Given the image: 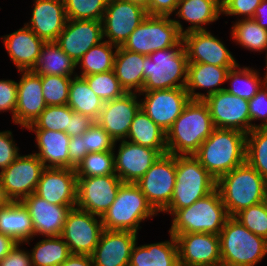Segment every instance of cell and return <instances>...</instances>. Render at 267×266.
Wrapping results in <instances>:
<instances>
[{
  "label": "cell",
  "instance_id": "6da1fadb",
  "mask_svg": "<svg viewBox=\"0 0 267 266\" xmlns=\"http://www.w3.org/2000/svg\"><path fill=\"white\" fill-rule=\"evenodd\" d=\"M214 129L207 104L190 100L166 132L167 152L175 156L194 155Z\"/></svg>",
  "mask_w": 267,
  "mask_h": 266
},
{
  "label": "cell",
  "instance_id": "7a4b0ae2",
  "mask_svg": "<svg viewBox=\"0 0 267 266\" xmlns=\"http://www.w3.org/2000/svg\"><path fill=\"white\" fill-rule=\"evenodd\" d=\"M246 135L234 129L215 128L193 156L217 180L246 162Z\"/></svg>",
  "mask_w": 267,
  "mask_h": 266
},
{
  "label": "cell",
  "instance_id": "3957f363",
  "mask_svg": "<svg viewBox=\"0 0 267 266\" xmlns=\"http://www.w3.org/2000/svg\"><path fill=\"white\" fill-rule=\"evenodd\" d=\"M223 204L229 214L261 203L267 192V181L247 162L216 180Z\"/></svg>",
  "mask_w": 267,
  "mask_h": 266
},
{
  "label": "cell",
  "instance_id": "277c9868",
  "mask_svg": "<svg viewBox=\"0 0 267 266\" xmlns=\"http://www.w3.org/2000/svg\"><path fill=\"white\" fill-rule=\"evenodd\" d=\"M168 233L174 237L184 233L219 235L230 217L217 189L191 206L176 210L171 216Z\"/></svg>",
  "mask_w": 267,
  "mask_h": 266
},
{
  "label": "cell",
  "instance_id": "5b68a950",
  "mask_svg": "<svg viewBox=\"0 0 267 266\" xmlns=\"http://www.w3.org/2000/svg\"><path fill=\"white\" fill-rule=\"evenodd\" d=\"M160 214L135 183H123L112 205L101 217L105 230L132 231L139 234L142 222Z\"/></svg>",
  "mask_w": 267,
  "mask_h": 266
},
{
  "label": "cell",
  "instance_id": "8992f818",
  "mask_svg": "<svg viewBox=\"0 0 267 266\" xmlns=\"http://www.w3.org/2000/svg\"><path fill=\"white\" fill-rule=\"evenodd\" d=\"M188 59L181 40L176 46L160 49L145 57L142 91L185 88Z\"/></svg>",
  "mask_w": 267,
  "mask_h": 266
},
{
  "label": "cell",
  "instance_id": "52a82bcc",
  "mask_svg": "<svg viewBox=\"0 0 267 266\" xmlns=\"http://www.w3.org/2000/svg\"><path fill=\"white\" fill-rule=\"evenodd\" d=\"M221 266H257L267 256V239L255 235L233 216L219 234Z\"/></svg>",
  "mask_w": 267,
  "mask_h": 266
},
{
  "label": "cell",
  "instance_id": "ba28073f",
  "mask_svg": "<svg viewBox=\"0 0 267 266\" xmlns=\"http://www.w3.org/2000/svg\"><path fill=\"white\" fill-rule=\"evenodd\" d=\"M216 189V179L193 155L176 156V180L170 204L161 212L171 216Z\"/></svg>",
  "mask_w": 267,
  "mask_h": 266
},
{
  "label": "cell",
  "instance_id": "9c48e42d",
  "mask_svg": "<svg viewBox=\"0 0 267 266\" xmlns=\"http://www.w3.org/2000/svg\"><path fill=\"white\" fill-rule=\"evenodd\" d=\"M182 34L171 16H149L137 26L123 43L126 50L149 55L160 49L176 46Z\"/></svg>",
  "mask_w": 267,
  "mask_h": 266
},
{
  "label": "cell",
  "instance_id": "30bf717a",
  "mask_svg": "<svg viewBox=\"0 0 267 266\" xmlns=\"http://www.w3.org/2000/svg\"><path fill=\"white\" fill-rule=\"evenodd\" d=\"M44 164L34 153L21 154L0 172L1 188L6 201L21 202L35 193Z\"/></svg>",
  "mask_w": 267,
  "mask_h": 266
},
{
  "label": "cell",
  "instance_id": "8fae6325",
  "mask_svg": "<svg viewBox=\"0 0 267 266\" xmlns=\"http://www.w3.org/2000/svg\"><path fill=\"white\" fill-rule=\"evenodd\" d=\"M176 180V156L160 155L135 184L160 214L171 202Z\"/></svg>",
  "mask_w": 267,
  "mask_h": 266
},
{
  "label": "cell",
  "instance_id": "7c38bea8",
  "mask_svg": "<svg viewBox=\"0 0 267 266\" xmlns=\"http://www.w3.org/2000/svg\"><path fill=\"white\" fill-rule=\"evenodd\" d=\"M103 230L101 217L75 207L68 213L60 236L71 254L91 255Z\"/></svg>",
  "mask_w": 267,
  "mask_h": 266
},
{
  "label": "cell",
  "instance_id": "4fadbf2b",
  "mask_svg": "<svg viewBox=\"0 0 267 266\" xmlns=\"http://www.w3.org/2000/svg\"><path fill=\"white\" fill-rule=\"evenodd\" d=\"M147 15L146 9L137 4L108 0L101 20L104 40L122 46Z\"/></svg>",
  "mask_w": 267,
  "mask_h": 266
},
{
  "label": "cell",
  "instance_id": "5bb4252c",
  "mask_svg": "<svg viewBox=\"0 0 267 266\" xmlns=\"http://www.w3.org/2000/svg\"><path fill=\"white\" fill-rule=\"evenodd\" d=\"M138 94L143 111L165 132L191 100L185 88L142 91Z\"/></svg>",
  "mask_w": 267,
  "mask_h": 266
},
{
  "label": "cell",
  "instance_id": "9a60e30c",
  "mask_svg": "<svg viewBox=\"0 0 267 266\" xmlns=\"http://www.w3.org/2000/svg\"><path fill=\"white\" fill-rule=\"evenodd\" d=\"M122 184L116 174L77 177L76 207L102 217L114 202Z\"/></svg>",
  "mask_w": 267,
  "mask_h": 266
},
{
  "label": "cell",
  "instance_id": "2e32d148",
  "mask_svg": "<svg viewBox=\"0 0 267 266\" xmlns=\"http://www.w3.org/2000/svg\"><path fill=\"white\" fill-rule=\"evenodd\" d=\"M215 128L234 129L245 134L252 130L247 99L219 91L204 98Z\"/></svg>",
  "mask_w": 267,
  "mask_h": 266
},
{
  "label": "cell",
  "instance_id": "e0dca14e",
  "mask_svg": "<svg viewBox=\"0 0 267 266\" xmlns=\"http://www.w3.org/2000/svg\"><path fill=\"white\" fill-rule=\"evenodd\" d=\"M188 63L212 64L219 67H234L239 62L224 41L210 30L191 31L182 35Z\"/></svg>",
  "mask_w": 267,
  "mask_h": 266
},
{
  "label": "cell",
  "instance_id": "ac0fdd59",
  "mask_svg": "<svg viewBox=\"0 0 267 266\" xmlns=\"http://www.w3.org/2000/svg\"><path fill=\"white\" fill-rule=\"evenodd\" d=\"M175 239L180 266H221L219 235L184 233Z\"/></svg>",
  "mask_w": 267,
  "mask_h": 266
},
{
  "label": "cell",
  "instance_id": "d6986e66",
  "mask_svg": "<svg viewBox=\"0 0 267 266\" xmlns=\"http://www.w3.org/2000/svg\"><path fill=\"white\" fill-rule=\"evenodd\" d=\"M113 152L115 173L123 183L137 182L161 155L156 149L127 140L116 141Z\"/></svg>",
  "mask_w": 267,
  "mask_h": 266
},
{
  "label": "cell",
  "instance_id": "ffe728a7",
  "mask_svg": "<svg viewBox=\"0 0 267 266\" xmlns=\"http://www.w3.org/2000/svg\"><path fill=\"white\" fill-rule=\"evenodd\" d=\"M21 202L28 209L33 223V239L24 242V246L32 245L30 243L37 237L61 235L68 213L76 207L50 204L35 193Z\"/></svg>",
  "mask_w": 267,
  "mask_h": 266
},
{
  "label": "cell",
  "instance_id": "44dd1931",
  "mask_svg": "<svg viewBox=\"0 0 267 266\" xmlns=\"http://www.w3.org/2000/svg\"><path fill=\"white\" fill-rule=\"evenodd\" d=\"M141 108L138 93L126 92L123 96L104 102L96 122L115 140H126L130 125Z\"/></svg>",
  "mask_w": 267,
  "mask_h": 266
},
{
  "label": "cell",
  "instance_id": "7402d4cb",
  "mask_svg": "<svg viewBox=\"0 0 267 266\" xmlns=\"http://www.w3.org/2000/svg\"><path fill=\"white\" fill-rule=\"evenodd\" d=\"M17 80L15 125L26 129L47 107L42 94V76L32 70H20Z\"/></svg>",
  "mask_w": 267,
  "mask_h": 266
},
{
  "label": "cell",
  "instance_id": "603a6c76",
  "mask_svg": "<svg viewBox=\"0 0 267 266\" xmlns=\"http://www.w3.org/2000/svg\"><path fill=\"white\" fill-rule=\"evenodd\" d=\"M103 40L101 21L68 19L55 42L77 63L91 47Z\"/></svg>",
  "mask_w": 267,
  "mask_h": 266
},
{
  "label": "cell",
  "instance_id": "cb8c5ba5",
  "mask_svg": "<svg viewBox=\"0 0 267 266\" xmlns=\"http://www.w3.org/2000/svg\"><path fill=\"white\" fill-rule=\"evenodd\" d=\"M35 194L50 204L76 206L77 176L72 168H45Z\"/></svg>",
  "mask_w": 267,
  "mask_h": 266
},
{
  "label": "cell",
  "instance_id": "d4e9b609",
  "mask_svg": "<svg viewBox=\"0 0 267 266\" xmlns=\"http://www.w3.org/2000/svg\"><path fill=\"white\" fill-rule=\"evenodd\" d=\"M137 240L138 234L135 232L104 229L91 254L94 266H129Z\"/></svg>",
  "mask_w": 267,
  "mask_h": 266
},
{
  "label": "cell",
  "instance_id": "484cf974",
  "mask_svg": "<svg viewBox=\"0 0 267 266\" xmlns=\"http://www.w3.org/2000/svg\"><path fill=\"white\" fill-rule=\"evenodd\" d=\"M31 17L24 23L45 42L56 41L67 23L63 0H33Z\"/></svg>",
  "mask_w": 267,
  "mask_h": 266
},
{
  "label": "cell",
  "instance_id": "4316f807",
  "mask_svg": "<svg viewBox=\"0 0 267 266\" xmlns=\"http://www.w3.org/2000/svg\"><path fill=\"white\" fill-rule=\"evenodd\" d=\"M173 15L172 19L182 35L191 31L209 30L207 26L222 16L221 0H179ZM184 22L189 24L185 28Z\"/></svg>",
  "mask_w": 267,
  "mask_h": 266
},
{
  "label": "cell",
  "instance_id": "83f0119b",
  "mask_svg": "<svg viewBox=\"0 0 267 266\" xmlns=\"http://www.w3.org/2000/svg\"><path fill=\"white\" fill-rule=\"evenodd\" d=\"M0 38L17 71L34 68L45 43L44 40L25 24L9 34L0 36Z\"/></svg>",
  "mask_w": 267,
  "mask_h": 266
},
{
  "label": "cell",
  "instance_id": "f1b7e54d",
  "mask_svg": "<svg viewBox=\"0 0 267 266\" xmlns=\"http://www.w3.org/2000/svg\"><path fill=\"white\" fill-rule=\"evenodd\" d=\"M233 67L212 64L188 63L186 91L191 100H203L211 94L225 90L228 71ZM203 90L197 92V90ZM206 89V90H205Z\"/></svg>",
  "mask_w": 267,
  "mask_h": 266
},
{
  "label": "cell",
  "instance_id": "f546056e",
  "mask_svg": "<svg viewBox=\"0 0 267 266\" xmlns=\"http://www.w3.org/2000/svg\"><path fill=\"white\" fill-rule=\"evenodd\" d=\"M34 133L38 149L32 151L44 164L45 168H69L68 146L71 137L65 132L45 129H25Z\"/></svg>",
  "mask_w": 267,
  "mask_h": 266
},
{
  "label": "cell",
  "instance_id": "4dcf8cb0",
  "mask_svg": "<svg viewBox=\"0 0 267 266\" xmlns=\"http://www.w3.org/2000/svg\"><path fill=\"white\" fill-rule=\"evenodd\" d=\"M169 237L165 241L142 245L137 240L131 252L129 266H180L176 239L171 233Z\"/></svg>",
  "mask_w": 267,
  "mask_h": 266
},
{
  "label": "cell",
  "instance_id": "1f68e13d",
  "mask_svg": "<svg viewBox=\"0 0 267 266\" xmlns=\"http://www.w3.org/2000/svg\"><path fill=\"white\" fill-rule=\"evenodd\" d=\"M146 56L118 46L113 71L126 92H142L144 84L143 67H145Z\"/></svg>",
  "mask_w": 267,
  "mask_h": 266
},
{
  "label": "cell",
  "instance_id": "d6a6232c",
  "mask_svg": "<svg viewBox=\"0 0 267 266\" xmlns=\"http://www.w3.org/2000/svg\"><path fill=\"white\" fill-rule=\"evenodd\" d=\"M0 232L17 243L33 239V223L22 202L7 201L0 205Z\"/></svg>",
  "mask_w": 267,
  "mask_h": 266
},
{
  "label": "cell",
  "instance_id": "836d02e7",
  "mask_svg": "<svg viewBox=\"0 0 267 266\" xmlns=\"http://www.w3.org/2000/svg\"><path fill=\"white\" fill-rule=\"evenodd\" d=\"M77 64L65 53L55 41L45 42L37 63L32 69L39 76L57 75L76 77Z\"/></svg>",
  "mask_w": 267,
  "mask_h": 266
},
{
  "label": "cell",
  "instance_id": "e575fe53",
  "mask_svg": "<svg viewBox=\"0 0 267 266\" xmlns=\"http://www.w3.org/2000/svg\"><path fill=\"white\" fill-rule=\"evenodd\" d=\"M126 140L156 149L161 155L168 153L166 132L151 120L142 108L136 113Z\"/></svg>",
  "mask_w": 267,
  "mask_h": 266
},
{
  "label": "cell",
  "instance_id": "d590c367",
  "mask_svg": "<svg viewBox=\"0 0 267 266\" xmlns=\"http://www.w3.org/2000/svg\"><path fill=\"white\" fill-rule=\"evenodd\" d=\"M266 82V74L260 73L259 69L241 66L238 63L227 73L226 83L228 85L225 87V90L230 94L250 100Z\"/></svg>",
  "mask_w": 267,
  "mask_h": 266
},
{
  "label": "cell",
  "instance_id": "8d00e7d4",
  "mask_svg": "<svg viewBox=\"0 0 267 266\" xmlns=\"http://www.w3.org/2000/svg\"><path fill=\"white\" fill-rule=\"evenodd\" d=\"M67 105L74 112L89 116L96 121L104 101L95 94L84 78L76 76L70 82Z\"/></svg>",
  "mask_w": 267,
  "mask_h": 266
},
{
  "label": "cell",
  "instance_id": "74e56055",
  "mask_svg": "<svg viewBox=\"0 0 267 266\" xmlns=\"http://www.w3.org/2000/svg\"><path fill=\"white\" fill-rule=\"evenodd\" d=\"M231 40L239 47L253 53H266L267 29L262 28L254 19L232 21Z\"/></svg>",
  "mask_w": 267,
  "mask_h": 266
},
{
  "label": "cell",
  "instance_id": "f35d334b",
  "mask_svg": "<svg viewBox=\"0 0 267 266\" xmlns=\"http://www.w3.org/2000/svg\"><path fill=\"white\" fill-rule=\"evenodd\" d=\"M118 46L103 40L91 47L82 58L76 63L77 76L84 77L87 75L103 73L113 70L114 58Z\"/></svg>",
  "mask_w": 267,
  "mask_h": 266
},
{
  "label": "cell",
  "instance_id": "ab89813d",
  "mask_svg": "<svg viewBox=\"0 0 267 266\" xmlns=\"http://www.w3.org/2000/svg\"><path fill=\"white\" fill-rule=\"evenodd\" d=\"M28 251L33 266H59L71 255L69 246L60 235L39 238Z\"/></svg>",
  "mask_w": 267,
  "mask_h": 266
},
{
  "label": "cell",
  "instance_id": "60d3db41",
  "mask_svg": "<svg viewBox=\"0 0 267 266\" xmlns=\"http://www.w3.org/2000/svg\"><path fill=\"white\" fill-rule=\"evenodd\" d=\"M246 162L267 181V127L247 133Z\"/></svg>",
  "mask_w": 267,
  "mask_h": 266
},
{
  "label": "cell",
  "instance_id": "b9f144b4",
  "mask_svg": "<svg viewBox=\"0 0 267 266\" xmlns=\"http://www.w3.org/2000/svg\"><path fill=\"white\" fill-rule=\"evenodd\" d=\"M77 177L106 176L115 173L114 152L88 153L75 168Z\"/></svg>",
  "mask_w": 267,
  "mask_h": 266
},
{
  "label": "cell",
  "instance_id": "7bdbcfd3",
  "mask_svg": "<svg viewBox=\"0 0 267 266\" xmlns=\"http://www.w3.org/2000/svg\"><path fill=\"white\" fill-rule=\"evenodd\" d=\"M74 111L68 105L47 106L26 129H45L66 132Z\"/></svg>",
  "mask_w": 267,
  "mask_h": 266
},
{
  "label": "cell",
  "instance_id": "ee69618b",
  "mask_svg": "<svg viewBox=\"0 0 267 266\" xmlns=\"http://www.w3.org/2000/svg\"><path fill=\"white\" fill-rule=\"evenodd\" d=\"M83 78L104 102L119 98L126 93L113 70L87 75Z\"/></svg>",
  "mask_w": 267,
  "mask_h": 266
},
{
  "label": "cell",
  "instance_id": "f6af8a7d",
  "mask_svg": "<svg viewBox=\"0 0 267 266\" xmlns=\"http://www.w3.org/2000/svg\"><path fill=\"white\" fill-rule=\"evenodd\" d=\"M68 19L101 21L108 0H63Z\"/></svg>",
  "mask_w": 267,
  "mask_h": 266
},
{
  "label": "cell",
  "instance_id": "bcb514c9",
  "mask_svg": "<svg viewBox=\"0 0 267 266\" xmlns=\"http://www.w3.org/2000/svg\"><path fill=\"white\" fill-rule=\"evenodd\" d=\"M72 78L57 75L42 76V94L47 106L67 105Z\"/></svg>",
  "mask_w": 267,
  "mask_h": 266
},
{
  "label": "cell",
  "instance_id": "7dc6e473",
  "mask_svg": "<svg viewBox=\"0 0 267 266\" xmlns=\"http://www.w3.org/2000/svg\"><path fill=\"white\" fill-rule=\"evenodd\" d=\"M233 217L250 232L267 239V212L262 202L239 211Z\"/></svg>",
  "mask_w": 267,
  "mask_h": 266
},
{
  "label": "cell",
  "instance_id": "c3c4849f",
  "mask_svg": "<svg viewBox=\"0 0 267 266\" xmlns=\"http://www.w3.org/2000/svg\"><path fill=\"white\" fill-rule=\"evenodd\" d=\"M81 136L88 153L113 151L116 142L96 121Z\"/></svg>",
  "mask_w": 267,
  "mask_h": 266
},
{
  "label": "cell",
  "instance_id": "681fc988",
  "mask_svg": "<svg viewBox=\"0 0 267 266\" xmlns=\"http://www.w3.org/2000/svg\"><path fill=\"white\" fill-rule=\"evenodd\" d=\"M262 0H221L222 15L240 19H252Z\"/></svg>",
  "mask_w": 267,
  "mask_h": 266
},
{
  "label": "cell",
  "instance_id": "f907efd6",
  "mask_svg": "<svg viewBox=\"0 0 267 266\" xmlns=\"http://www.w3.org/2000/svg\"><path fill=\"white\" fill-rule=\"evenodd\" d=\"M249 102V113L252 124V129L267 127V82L262 88L252 97ZM255 121H259L256 124Z\"/></svg>",
  "mask_w": 267,
  "mask_h": 266
},
{
  "label": "cell",
  "instance_id": "816d5d0a",
  "mask_svg": "<svg viewBox=\"0 0 267 266\" xmlns=\"http://www.w3.org/2000/svg\"><path fill=\"white\" fill-rule=\"evenodd\" d=\"M17 102V80L0 79V113L8 112L15 124V110Z\"/></svg>",
  "mask_w": 267,
  "mask_h": 266
},
{
  "label": "cell",
  "instance_id": "f5cc1de1",
  "mask_svg": "<svg viewBox=\"0 0 267 266\" xmlns=\"http://www.w3.org/2000/svg\"><path fill=\"white\" fill-rule=\"evenodd\" d=\"M12 132L11 130L0 131V172L20 155V148Z\"/></svg>",
  "mask_w": 267,
  "mask_h": 266
},
{
  "label": "cell",
  "instance_id": "db71d44e",
  "mask_svg": "<svg viewBox=\"0 0 267 266\" xmlns=\"http://www.w3.org/2000/svg\"><path fill=\"white\" fill-rule=\"evenodd\" d=\"M23 243L17 245L0 261V266H33L30 253L23 248Z\"/></svg>",
  "mask_w": 267,
  "mask_h": 266
},
{
  "label": "cell",
  "instance_id": "11a10c76",
  "mask_svg": "<svg viewBox=\"0 0 267 266\" xmlns=\"http://www.w3.org/2000/svg\"><path fill=\"white\" fill-rule=\"evenodd\" d=\"M179 0H148L147 14L149 16H171L176 11Z\"/></svg>",
  "mask_w": 267,
  "mask_h": 266
},
{
  "label": "cell",
  "instance_id": "9f6ffc18",
  "mask_svg": "<svg viewBox=\"0 0 267 266\" xmlns=\"http://www.w3.org/2000/svg\"><path fill=\"white\" fill-rule=\"evenodd\" d=\"M95 123V120L81 113L73 112L70 119L69 127L66 129V134L70 137L81 136Z\"/></svg>",
  "mask_w": 267,
  "mask_h": 266
},
{
  "label": "cell",
  "instance_id": "6f0895ef",
  "mask_svg": "<svg viewBox=\"0 0 267 266\" xmlns=\"http://www.w3.org/2000/svg\"><path fill=\"white\" fill-rule=\"evenodd\" d=\"M69 168L75 169L88 154L82 136H73L68 146Z\"/></svg>",
  "mask_w": 267,
  "mask_h": 266
},
{
  "label": "cell",
  "instance_id": "680465c9",
  "mask_svg": "<svg viewBox=\"0 0 267 266\" xmlns=\"http://www.w3.org/2000/svg\"><path fill=\"white\" fill-rule=\"evenodd\" d=\"M59 266H94L91 255L71 254Z\"/></svg>",
  "mask_w": 267,
  "mask_h": 266
},
{
  "label": "cell",
  "instance_id": "91938a15",
  "mask_svg": "<svg viewBox=\"0 0 267 266\" xmlns=\"http://www.w3.org/2000/svg\"><path fill=\"white\" fill-rule=\"evenodd\" d=\"M17 245L10 236L0 232V261Z\"/></svg>",
  "mask_w": 267,
  "mask_h": 266
},
{
  "label": "cell",
  "instance_id": "94428289",
  "mask_svg": "<svg viewBox=\"0 0 267 266\" xmlns=\"http://www.w3.org/2000/svg\"><path fill=\"white\" fill-rule=\"evenodd\" d=\"M262 28L267 29V0H262L255 9L253 18Z\"/></svg>",
  "mask_w": 267,
  "mask_h": 266
},
{
  "label": "cell",
  "instance_id": "6125c7cd",
  "mask_svg": "<svg viewBox=\"0 0 267 266\" xmlns=\"http://www.w3.org/2000/svg\"><path fill=\"white\" fill-rule=\"evenodd\" d=\"M134 4H137L147 10L148 7V0H125Z\"/></svg>",
  "mask_w": 267,
  "mask_h": 266
},
{
  "label": "cell",
  "instance_id": "be15d7a7",
  "mask_svg": "<svg viewBox=\"0 0 267 266\" xmlns=\"http://www.w3.org/2000/svg\"><path fill=\"white\" fill-rule=\"evenodd\" d=\"M7 202L4 195H3V192H2V188H1V180H0V205Z\"/></svg>",
  "mask_w": 267,
  "mask_h": 266
},
{
  "label": "cell",
  "instance_id": "e7e4bbea",
  "mask_svg": "<svg viewBox=\"0 0 267 266\" xmlns=\"http://www.w3.org/2000/svg\"><path fill=\"white\" fill-rule=\"evenodd\" d=\"M262 203H263V205L265 207V210L267 212V192L265 193V196H264V198L262 200Z\"/></svg>",
  "mask_w": 267,
  "mask_h": 266
},
{
  "label": "cell",
  "instance_id": "03108f58",
  "mask_svg": "<svg viewBox=\"0 0 267 266\" xmlns=\"http://www.w3.org/2000/svg\"><path fill=\"white\" fill-rule=\"evenodd\" d=\"M264 74H266V76H267V51L265 53V71H264Z\"/></svg>",
  "mask_w": 267,
  "mask_h": 266
}]
</instances>
